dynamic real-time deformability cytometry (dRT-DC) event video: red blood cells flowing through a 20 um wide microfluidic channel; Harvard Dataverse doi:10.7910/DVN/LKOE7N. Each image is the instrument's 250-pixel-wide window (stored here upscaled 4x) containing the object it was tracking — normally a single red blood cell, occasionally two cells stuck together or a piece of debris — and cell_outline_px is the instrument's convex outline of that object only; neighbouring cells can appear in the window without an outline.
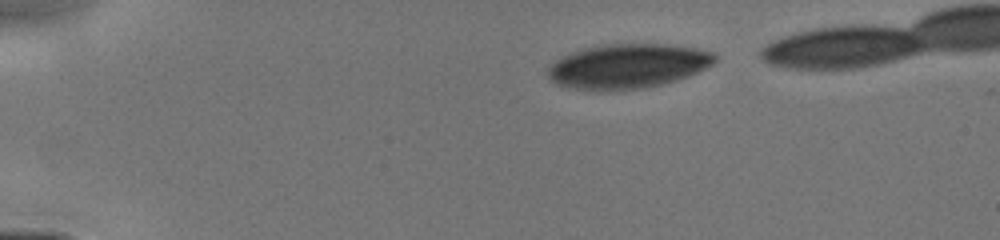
{"species": "human", "species_latin": "Homo sapiens", "temperature_condition": "cold", "stored_images_in_passage": 20, "camera_frame_rate_fps": 3000, "um_per_image_px": 0.085, "donor": {"sex": "male"}, "frame": {"image": 1, "passage_image": 1, "time_ms": 0.0, "image_size_px": [1000, 240], "cell_outline_px": [[716, 60], [712, 64], [688, 76], [676, 80], [660, 84], [640, 88], [576, 88], [556, 84], [548, 76], [548, 68], [560, 56], [596, 44], [668, 44], [696, 48], [712, 52], [716, 56]], "centroid_in_image_um": [53.37, 5.57], "position_along_channel_um": 31.6, "area_um2": 42.43}}
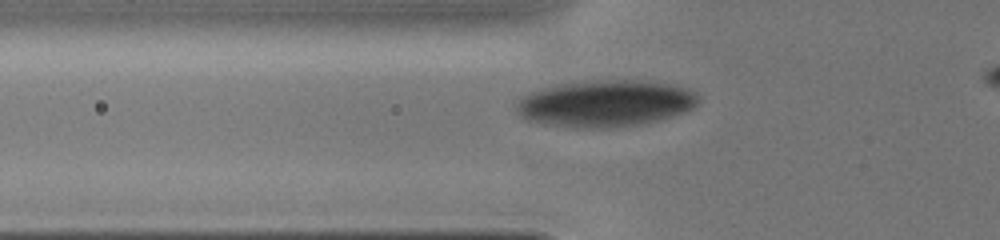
{"frame": {"image": 2, "passage_image": 13, "time_ms": 2.667, "image_size_px": [1000, 240], "cell_outline_px": [[700, 100], [692, 108], [684, 112], [660, 120], [640, 124], [608, 128], [564, 128], [524, 120], [516, 116], [516, 100], [520, 96], [540, 88], [564, 84], [596, 80], [636, 80], [676, 84], [688, 88], [696, 92], [700, 96]], "centroid_in_image_um": [51.42, 8.81], "position_along_channel_um": 74.4, "area_um2": 50.4}}
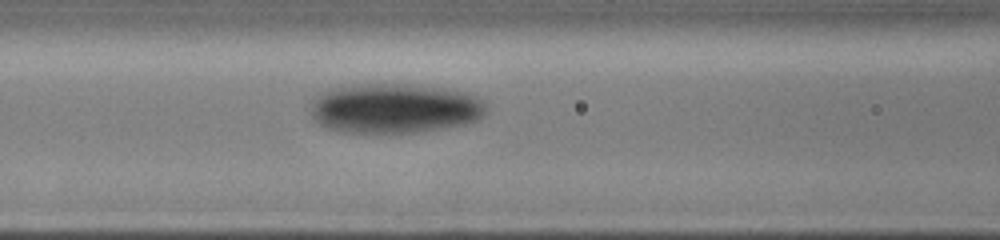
{"frame": {"image": 3, "passage_image": 19, "time_ms": 4.0, "image_size_px": [1000, 240], "cell_outline_px": [[488, 108], [476, 120], [464, 124], [420, 132], [340, 132], [324, 128], [316, 124], [312, 120], [308, 104], [312, 96], [328, 88], [356, 84], [404, 84], [444, 88], [464, 92], [476, 96], [484, 100], [488, 104]], "centroid_in_image_um": [33.43, 9.2], "position_along_channel_um": 133.2, "area_um2": 51.85}}